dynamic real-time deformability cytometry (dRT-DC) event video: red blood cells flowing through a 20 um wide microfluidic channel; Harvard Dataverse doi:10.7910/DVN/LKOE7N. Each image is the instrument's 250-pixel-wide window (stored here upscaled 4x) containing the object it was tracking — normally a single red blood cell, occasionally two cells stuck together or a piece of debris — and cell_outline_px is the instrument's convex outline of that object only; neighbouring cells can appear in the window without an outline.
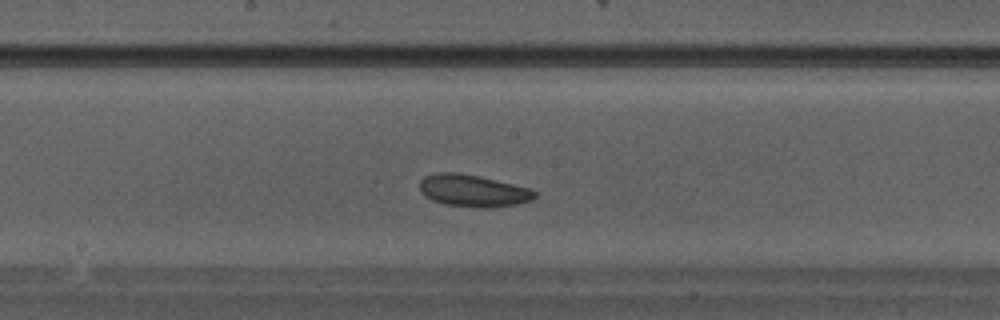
{"species": "Egyptian fruit bat (a non-hibernating species)", "species_latin": "Rousettus aegyptiacus", "temperature_condition": "warm", "stored_images_in_passage": 29, "camera_frame_rate_fps": 3000, "um_per_image_px": 0.085, "animal": {"sex": "male"}, "frame": {"image": 1, "passage_image": 13, "time_ms": 4.0, "image_size_px": [1000, 320], "cell_outline_px": [[536, 196], [532, 200], [516, 204], [492, 208], [480, 208], [444, 204], [432, 200], [424, 196], [420, 192], [420, 180], [424, 176], [436, 172], [452, 172], [476, 176], [532, 188], [536, 192]], "centroid_in_image_um": [40.2, 16.22], "position_along_channel_um": 208.0, "area_um2": 21.56}}